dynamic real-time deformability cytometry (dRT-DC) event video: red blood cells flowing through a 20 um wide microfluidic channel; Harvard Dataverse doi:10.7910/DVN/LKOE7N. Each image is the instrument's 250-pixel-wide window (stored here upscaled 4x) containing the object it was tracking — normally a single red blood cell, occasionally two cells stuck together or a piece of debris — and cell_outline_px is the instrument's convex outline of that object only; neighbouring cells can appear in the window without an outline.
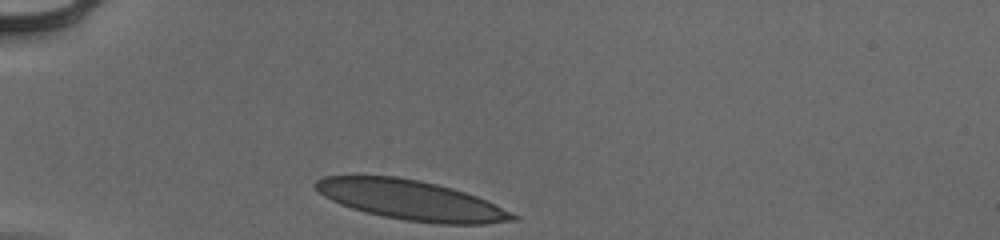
{"species": "human", "species_latin": "Homo sapiens", "temperature_condition": "cold", "stored_images_in_passage": 30, "camera_frame_rate_fps": 3000, "um_per_image_px": 0.085, "donor": {"sex": "male"}, "frame": {"image": 1, "passage_image": 1, "time_ms": 0.0, "image_size_px": [1000, 240], "cell_outline_px": [[520, 220], [488, 224], [440, 224], [404, 220], [384, 216], [352, 208], [340, 204], [324, 196], [312, 184], [316, 180], [324, 176], [396, 176], [420, 180], [452, 188], [476, 196], [520, 216]], "centroid_in_image_um": [34.98, 17.02], "position_along_channel_um": 50.0, "area_um2": 45.43}}
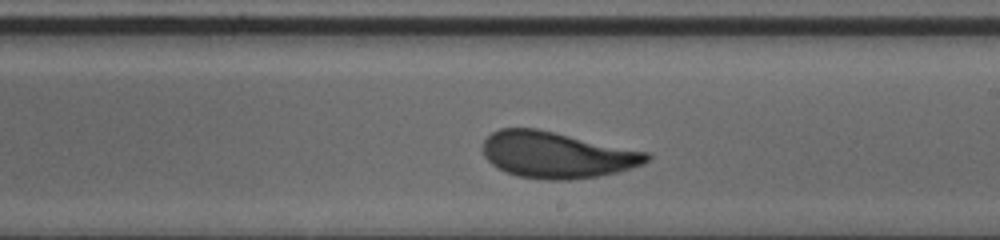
{"frame": {"image": 2, "passage_image": 18, "time_ms": 5.667, "image_size_px": [1000, 240], "cell_outline_px": [[652, 156], [644, 164], [616, 172], [600, 176], [572, 180], [544, 180], [516, 176], [504, 172], [492, 164], [484, 156], [484, 140], [492, 132], [500, 128], [536, 128], [648, 152]], "centroid_in_image_um": [47.32, 13.18], "position_along_channel_um": 241.7, "area_um2": 44.27}}
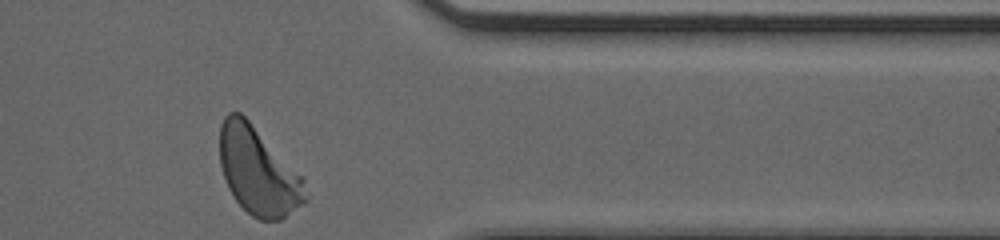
{"frame": {"image": 3, "passage_image": 30, "time_ms": 9.667, "image_size_px": [1000, 240], "cell_outline_px": [[308, 200], [304, 204], [280, 220], [260, 220], [252, 216], [236, 200], [228, 188], [220, 164], [220, 124], [224, 116], [228, 112], [240, 112], [304, 176]], "centroid_in_image_um": [21.97, 14.55], "position_along_channel_um": 389.4, "area_um2": 43.93}, "authors_computed_cell_mechanics": {"area_um2": 44.0436, "velocity_mm_per_s": 3.9115, "shape_relaxation_time_tau1_ms": 3.2563, "shape_relaxation_time_tau2_ms": null, "deformation_change_tau1": 0.1382, "deformation_change_tau2": null}}